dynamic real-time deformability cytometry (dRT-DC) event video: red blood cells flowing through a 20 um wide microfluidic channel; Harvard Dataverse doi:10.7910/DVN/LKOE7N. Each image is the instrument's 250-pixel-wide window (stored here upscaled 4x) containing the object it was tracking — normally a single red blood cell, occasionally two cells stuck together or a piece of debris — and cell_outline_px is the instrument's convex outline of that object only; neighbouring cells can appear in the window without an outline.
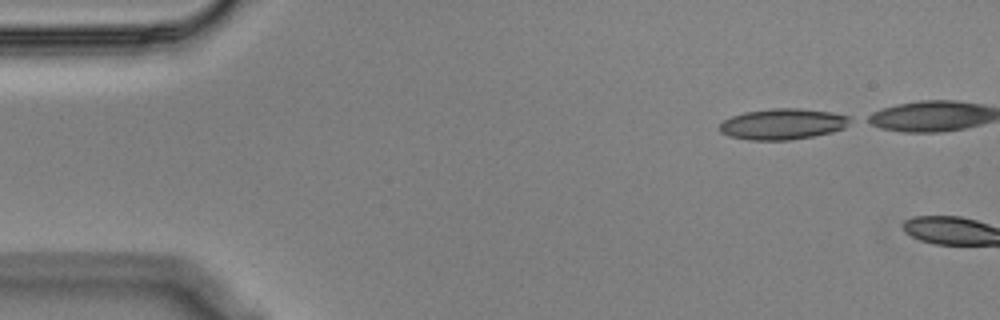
{"species": "Egyptian fruit bat (a non-hibernating species)", "species_latin": "Rousettus aegyptiacus", "temperature_condition": "cold", "stored_images_in_passage": 3, "camera_frame_rate_fps": 3000, "um_per_image_px": 0.085, "animal": {"sex": "male"}, "frame": {"image": 1, "passage_image": 1, "time_ms": 0.0, "image_size_px": [1000, 320], "cell_outline_px": [[856, 120], [844, 128], [832, 132], [792, 140], [748, 140], [728, 136], [720, 132], [716, 128], [724, 120], [732, 116], [744, 112], [772, 108], [800, 108], [832, 112], [852, 116]], "centroid_in_image_um": [66.57, 10.54], "position_along_channel_um": 18.4, "area_um2": 23.99}}